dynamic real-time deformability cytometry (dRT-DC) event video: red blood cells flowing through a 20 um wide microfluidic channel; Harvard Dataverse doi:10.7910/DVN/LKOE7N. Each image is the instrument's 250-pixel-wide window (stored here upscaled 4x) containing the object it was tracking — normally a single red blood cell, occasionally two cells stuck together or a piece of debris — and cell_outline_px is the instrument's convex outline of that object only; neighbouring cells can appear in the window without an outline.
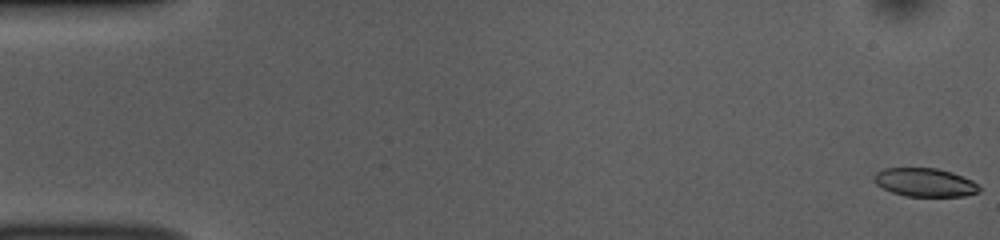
{"species": "common noctule bat (a hibernating species)", "species_latin": "Nyctalus noctula", "temperature_condition": "room temperature", "stored_images_in_passage": 52, "camera_frame_rate_fps": 3000, "um_per_image_px": 0.085, "animal": {"sex": "female", "body_mass_g": 10.0, "forearm_length_mm": 53.1}, "frame": {"image": 1, "passage_image": 1, "time_ms": 0.0, "image_size_px": [1000, 240], "cell_outline_px": [[980, 192], [964, 196], [904, 196], [892, 192], [876, 184], [872, 176], [876, 172], [884, 168], [936, 168], [952, 172], [972, 180], [980, 188]], "centroid_in_image_um": [78.6, 15.5], "position_along_channel_um": 6.4, "area_um2": 17.46}}
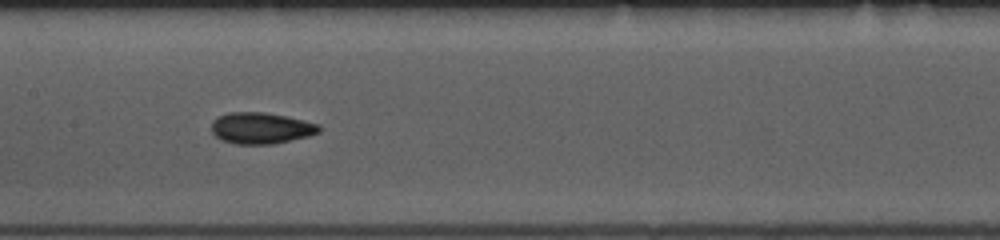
{"frame": {"image": 2, "passage_image": 26, "time_ms": 8.333, "image_size_px": [1000, 240], "cell_outline_px": [[320, 132], [308, 136], [272, 144], [236, 144], [220, 140], [212, 132], [212, 120], [228, 112], [264, 112], [304, 120], [320, 124]], "centroid_in_image_um": [22.18, 10.89], "position_along_channel_um": 185.2, "area_um2": 19.59}}
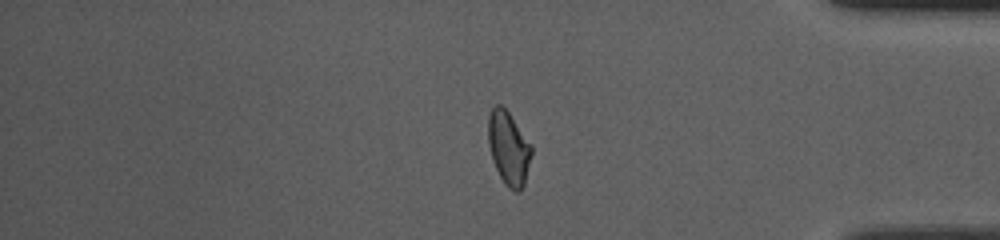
{"frame": {"image": 3, "passage_image": 44, "time_ms": 14.333, "image_size_px": [1000, 240], "cell_outline_px": [[532, 152], [524, 184], [520, 192], [516, 192], [508, 188], [504, 184], [492, 160], [488, 144], [488, 116], [492, 108], [496, 104], [500, 104], [508, 112], [532, 144]], "centroid_in_image_um": [43.23, 12.6], "position_along_channel_um": 392.0, "area_um2": 18.61}, "authors_computed_cell_mechanics": {"area_um2": 19.0451, "velocity_mm_per_s": 3.8504, "shape_relaxation_time_tau1_ms": 4.2728, "shape_relaxation_time_tau2_ms": 1.9473, "deformation_change_tau1": 0.1093, "deformation_change_tau2": 0.0629}}